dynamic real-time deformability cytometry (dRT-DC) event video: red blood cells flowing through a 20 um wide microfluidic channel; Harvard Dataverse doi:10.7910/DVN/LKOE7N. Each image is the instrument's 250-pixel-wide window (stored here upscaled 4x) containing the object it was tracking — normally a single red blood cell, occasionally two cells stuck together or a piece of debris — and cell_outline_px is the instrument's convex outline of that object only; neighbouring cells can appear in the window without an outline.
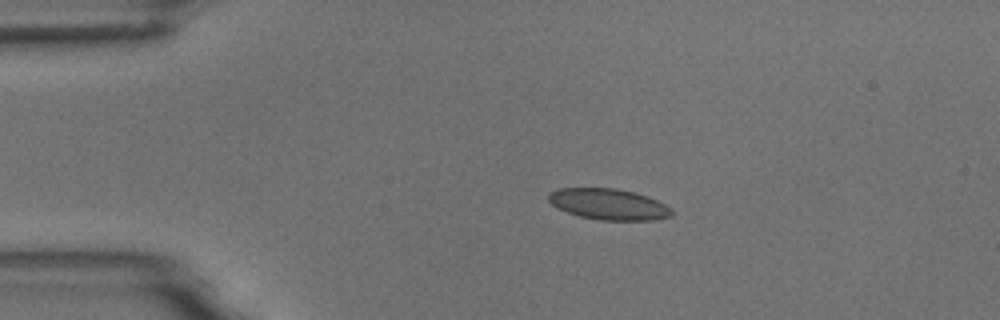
{"species": "common noctule bat (a hibernating species)", "species_latin": "Nyctalus noctula", "temperature_condition": "room temperature", "stored_images_in_passage": 6, "camera_frame_rate_fps": 3000, "um_per_image_px": 0.085, "animal": {"sex": "male", "body_mass_g": 18.8}, "frame": {"image": 1, "passage_image": 3, "time_ms": 2.667, "image_size_px": [1000, 320], "cell_outline_px": [[672, 216], [656, 220], [600, 220], [580, 216], [556, 208], [548, 200], [548, 192], [556, 188], [616, 188], [648, 196], [672, 208]], "centroid_in_image_um": [51.72, 17.35], "position_along_channel_um": 33.3, "area_um2": 22.37}}
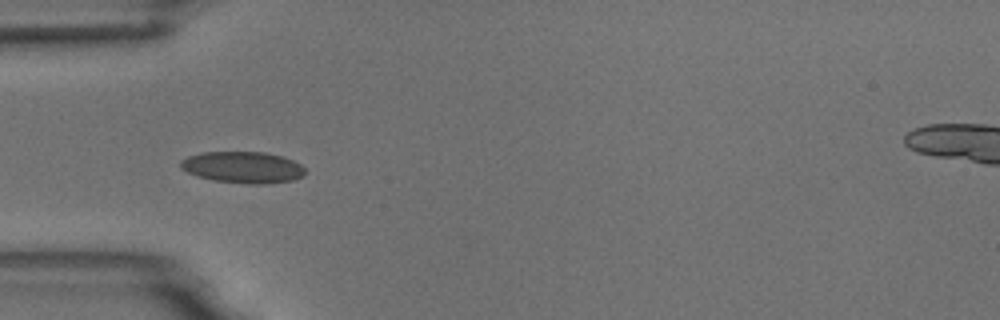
{"frame": {"image": 2, "passage_image": 5, "time_ms": 4.667, "image_size_px": [1000, 320], "cell_outline_px": [[304, 176], [292, 180], [268, 184], [248, 184], [212, 180], [196, 176], [180, 168], [180, 160], [188, 156], [200, 152], [264, 152], [280, 156], [292, 160], [300, 164], [304, 168]], "centroid_in_image_um": [20.61, 14.22], "position_along_channel_um": 64.4, "area_um2": 22.95}}
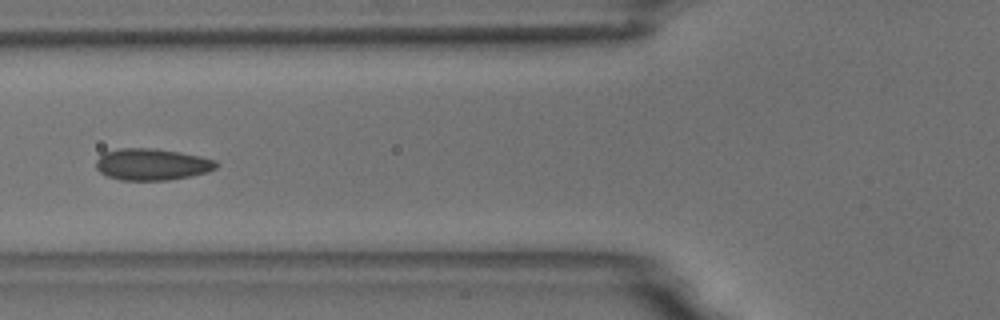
{"frame": {"image": 3, "passage_image": 6, "time_ms": 6.0, "image_size_px": [1000, 320], "cell_outline_px": [[220, 164], [216, 168], [208, 172], [192, 176], [168, 180], [120, 180], [108, 176], [100, 172], [96, 168], [96, 160], [104, 152], [120, 148], [156, 148], [180, 152], [200, 156], [216, 160]], "centroid_in_image_um": [12.94, 13.97], "position_along_channel_um": 112.9, "area_um2": 22.37}}